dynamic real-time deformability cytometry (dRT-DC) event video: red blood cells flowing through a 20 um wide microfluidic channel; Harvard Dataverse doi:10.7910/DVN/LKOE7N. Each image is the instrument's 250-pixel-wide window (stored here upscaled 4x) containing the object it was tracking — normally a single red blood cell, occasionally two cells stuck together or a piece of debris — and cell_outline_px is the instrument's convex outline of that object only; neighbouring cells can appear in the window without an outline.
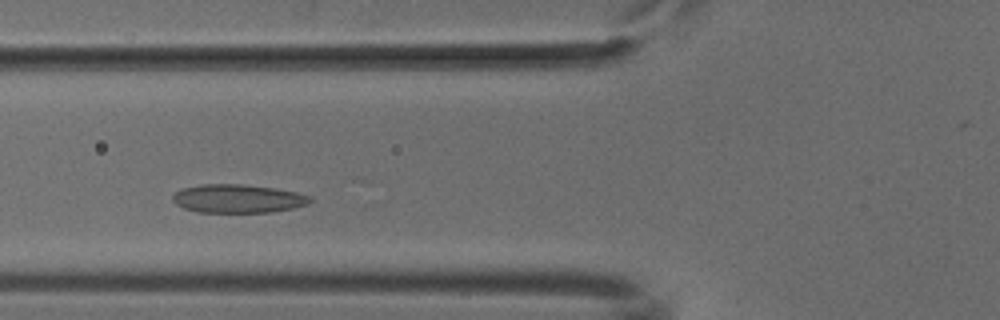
{"species": "common noctule bat (a hibernating species)", "species_latin": "Nyctalus noctula", "temperature_condition": "cold", "stored_images_in_passage": 48, "camera_frame_rate_fps": 3000, "um_per_image_px": 0.085, "animal": {"sex": "male", "body_mass_g": 18.8}, "frame": {"image": 1, "passage_image": 12, "time_ms": 3.667, "image_size_px": [1000, 320], "cell_outline_px": [[312, 200], [308, 204], [292, 208], [272, 212], [196, 212], [184, 208], [176, 204], [172, 200], [172, 196], [176, 192], [184, 188], [200, 184], [244, 184], [276, 188], [296, 192], [312, 196]], "centroid_in_image_um": [20.23, 16.88], "position_along_channel_um": 105.6, "area_um2": 22.89}}
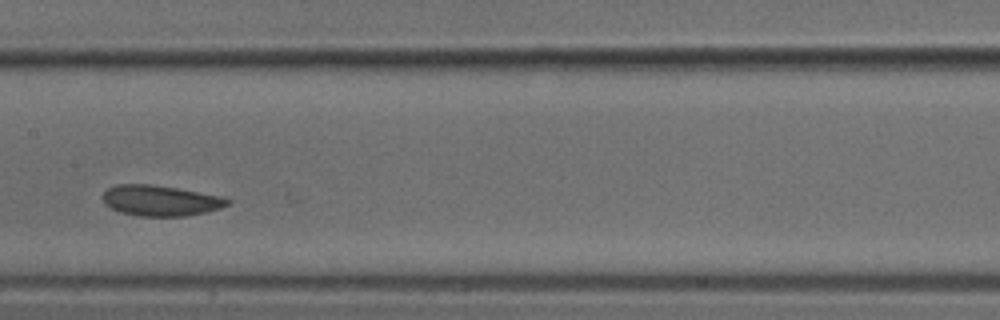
{"frame": {"image": 2, "passage_image": 19, "time_ms": 6.0, "image_size_px": [1000, 320], "cell_outline_px": [[232, 200], [228, 204], [220, 208], [188, 216], [140, 216], [120, 212], [104, 204], [100, 196], [108, 188], [116, 184], [152, 184], [176, 188], [220, 196]], "centroid_in_image_um": [13.59, 17.05], "position_along_channel_um": 193.8, "area_um2": 22.25}}
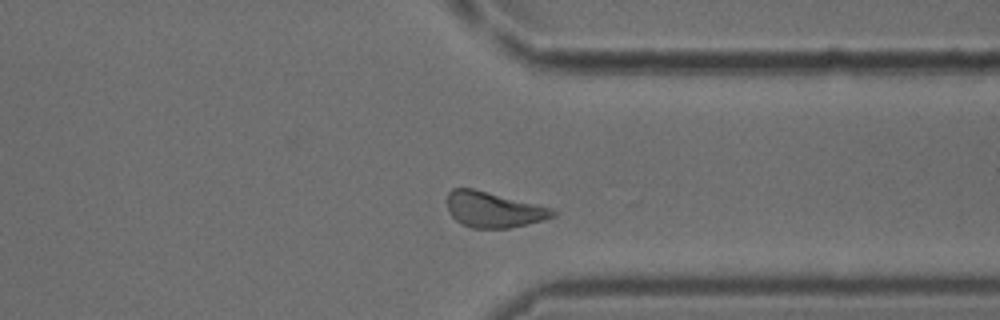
{"frame": {"image": 3, "passage_image": 33, "time_ms": 10.667, "image_size_px": [1000, 320], "cell_outline_px": [[556, 216], [544, 220], [508, 228], [472, 228], [460, 224], [448, 212], [448, 192], [452, 188], [472, 188], [552, 208], [556, 212]], "centroid_in_image_um": [41.93, 17.82], "position_along_channel_um": 369.5, "area_um2": 21.79}}